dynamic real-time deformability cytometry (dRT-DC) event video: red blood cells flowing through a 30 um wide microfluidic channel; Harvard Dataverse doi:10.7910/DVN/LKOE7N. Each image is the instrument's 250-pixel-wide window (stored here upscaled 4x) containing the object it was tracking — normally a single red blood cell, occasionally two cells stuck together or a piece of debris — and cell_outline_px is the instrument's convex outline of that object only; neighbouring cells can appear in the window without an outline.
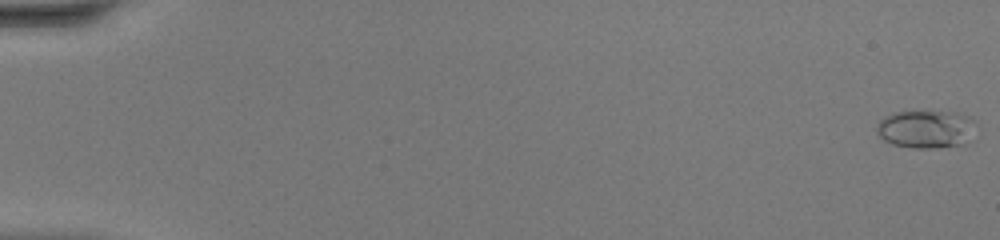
{"species": "common noctule bat (a hibernating species)", "species_latin": "Nyctalus noctula", "temperature_condition": "warm", "stored_images_in_passage": 48, "camera_frame_rate_fps": 3000, "um_per_image_px": 0.085, "animal": {"sex": "female", "body_mass_g": 20.0, "forearm_length_mm": 54.0}, "frame": {"image": 1, "passage_image": 1, "time_ms": 0.0, "image_size_px": [1000, 240], "cell_outline_px": [[980, 128], [964, 144], [936, 148], [912, 148], [892, 144], [884, 140], [876, 132], [876, 124], [884, 116], [892, 112], [912, 108], [956, 112], [972, 116], [976, 120]], "centroid_in_image_um": [78.76, 10.91], "position_along_channel_um": 6.2, "area_um2": 23.52}}
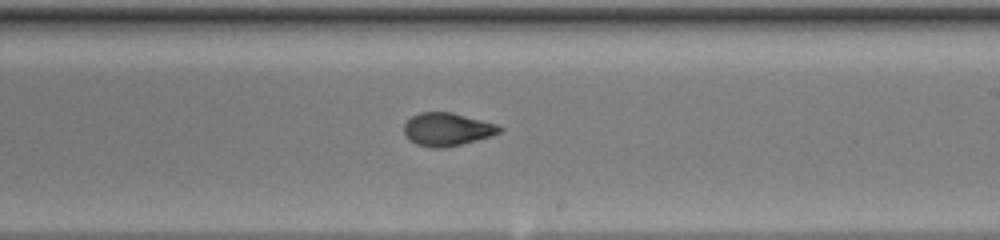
{"frame": {"image": 2, "passage_image": 30, "time_ms": 9.667, "image_size_px": [1000, 240], "cell_outline_px": [[504, 128], [500, 132], [492, 136], [444, 148], [432, 148], [416, 144], [408, 140], [404, 136], [404, 124], [412, 116], [420, 112], [452, 112], [496, 124]], "centroid_in_image_um": [37.98, 11.0], "position_along_channel_um": 251.0, "area_um2": 18.44}}
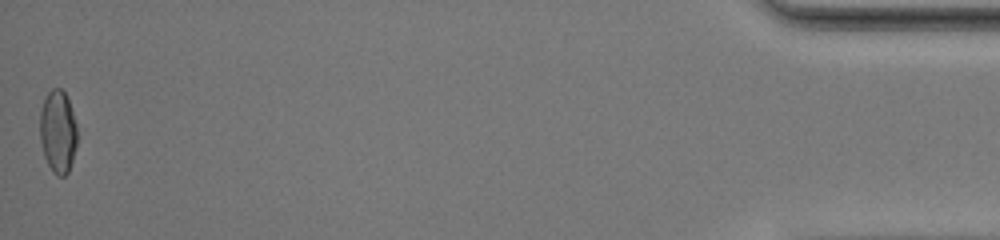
{"frame": {"image": 3, "passage_image": 48, "time_ms": 15.667, "image_size_px": [1000, 240], "cell_outline_px": [[76, 148], [68, 172], [64, 176], [56, 176], [52, 172], [44, 156], [40, 140], [40, 112], [44, 100], [48, 92], [52, 88], [60, 88], [64, 92], [68, 100], [76, 124]], "centroid_in_image_um": [4.91, 11.21], "position_along_channel_um": 430.3, "area_um2": 17.86}, "authors_computed_cell_mechanics": {"area_um2": 18.4093, "velocity_mm_per_s": 4.4463, "shape_relaxation_time_tau1_ms": 9.0438, "shape_relaxation_time_tau2_ms": 1.2023, "deformation_change_tau1": 0.2927, "deformation_change_tau2": 0.0535}}